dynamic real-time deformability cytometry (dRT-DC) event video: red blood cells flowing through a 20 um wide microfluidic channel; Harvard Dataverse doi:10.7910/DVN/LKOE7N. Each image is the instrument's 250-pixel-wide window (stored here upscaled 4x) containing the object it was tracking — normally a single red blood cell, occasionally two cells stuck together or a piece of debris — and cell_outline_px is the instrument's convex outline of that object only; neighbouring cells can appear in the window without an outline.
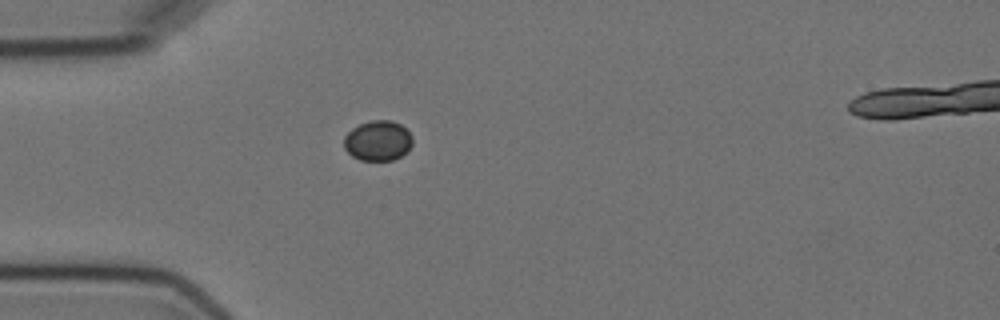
{"species": "Egyptian fruit bat (a non-hibernating species)", "species_latin": "Rousettus aegyptiacus", "temperature_condition": "cold", "stored_images_in_passage": 1, "camera_frame_rate_fps": 3000, "um_per_image_px": 0.085, "animal": {"sex": "female"}, "frame": {"image": 1, "passage_image": 1, "time_ms": 0.0, "image_size_px": [1000, 320], "cell_outline_px": [[412, 144], [400, 156], [392, 160], [360, 160], [352, 156], [344, 148], [344, 136], [352, 128], [360, 124], [372, 120], [392, 120], [400, 124], [412, 136]], "centroid_in_image_um": [32.09, 11.95], "position_along_channel_um": 52.9, "area_um2": 15.9}}